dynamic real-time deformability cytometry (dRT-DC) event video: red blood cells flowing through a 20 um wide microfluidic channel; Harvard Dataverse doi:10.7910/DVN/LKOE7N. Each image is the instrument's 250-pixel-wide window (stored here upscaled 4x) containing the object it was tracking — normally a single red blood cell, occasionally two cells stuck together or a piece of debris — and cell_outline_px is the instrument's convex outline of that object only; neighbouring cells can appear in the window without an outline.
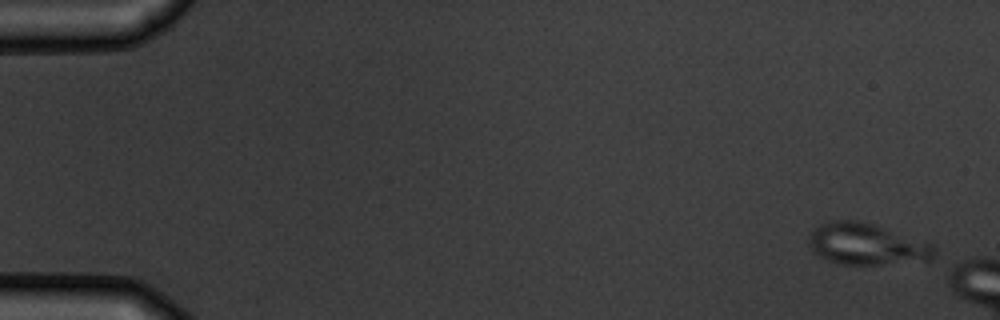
{"species": "common noctule bat (a hibernating species)", "species_latin": "Nyctalus noctula", "temperature_condition": "warm", "stored_images_in_passage": 5, "camera_frame_rate_fps": 3000, "um_per_image_px": 0.085, "animal": {"sex": "male", "body_mass_g": 19.5, "forearm_length_mm": 54.6}, "frame": {"image": 1, "passage_image": 1, "time_ms": 0.0, "image_size_px": [1000, 320], "cell_outline_px": [[936, 256], [932, 260], [876, 264], [840, 264], [828, 260], [820, 256], [808, 244], [808, 236], [820, 224], [832, 220], [856, 220], [872, 224], [932, 244], [936, 248]], "centroid_in_image_um": [73.66, 20.76], "position_along_channel_um": 11.3, "area_um2": 29.88}}